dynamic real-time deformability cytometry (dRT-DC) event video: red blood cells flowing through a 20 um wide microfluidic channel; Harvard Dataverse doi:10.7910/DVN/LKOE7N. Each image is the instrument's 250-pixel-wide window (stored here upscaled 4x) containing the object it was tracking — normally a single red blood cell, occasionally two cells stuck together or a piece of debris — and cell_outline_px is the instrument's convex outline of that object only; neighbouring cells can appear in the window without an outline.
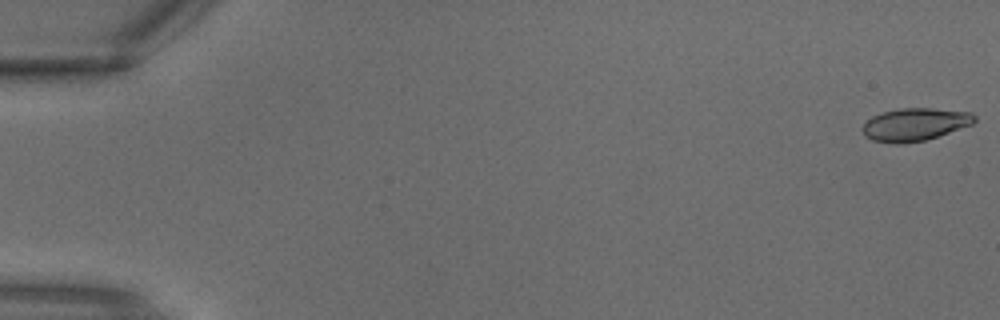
{"species": "common noctule bat (a hibernating species)", "species_latin": "Nyctalus noctula", "temperature_condition": "warm", "stored_images_in_passage": 3, "camera_frame_rate_fps": 3000, "um_per_image_px": 0.085, "animal": {"sex": "male", "body_mass_g": 18.8}, "frame": {"image": 1, "passage_image": 1, "time_ms": 0.0, "image_size_px": [1000, 320], "cell_outline_px": [[976, 120], [972, 124], [924, 140], [896, 144], [872, 140], [864, 136], [864, 124], [872, 116], [884, 112], [900, 108], [932, 108], [972, 112], [976, 116]], "centroid_in_image_um": [77.78, 10.56], "position_along_channel_um": 7.2, "area_um2": 21.04}}
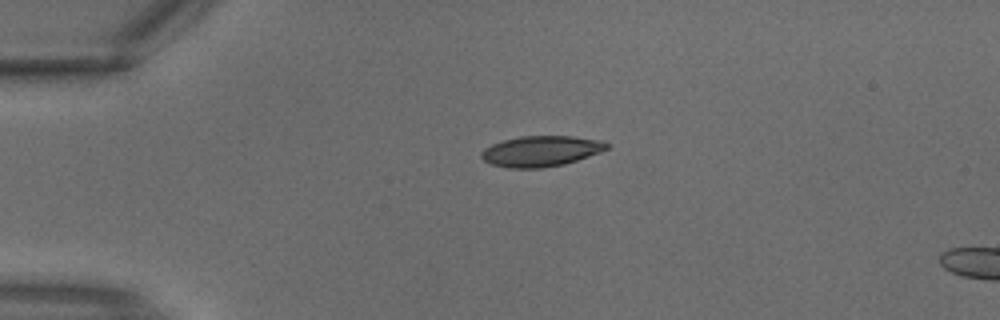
{"frame": {"image": 2, "passage_image": 3, "time_ms": 0.667, "image_size_px": [1000, 320], "cell_outline_px": [[608, 148], [600, 152], [564, 164], [540, 168], [508, 168], [492, 164], [484, 160], [480, 156], [480, 152], [484, 148], [492, 144], [504, 140], [520, 136], [572, 136], [604, 140], [608, 144]], "centroid_in_image_um": [45.97, 12.84], "position_along_channel_um": 39.0, "area_um2": 22.37}}